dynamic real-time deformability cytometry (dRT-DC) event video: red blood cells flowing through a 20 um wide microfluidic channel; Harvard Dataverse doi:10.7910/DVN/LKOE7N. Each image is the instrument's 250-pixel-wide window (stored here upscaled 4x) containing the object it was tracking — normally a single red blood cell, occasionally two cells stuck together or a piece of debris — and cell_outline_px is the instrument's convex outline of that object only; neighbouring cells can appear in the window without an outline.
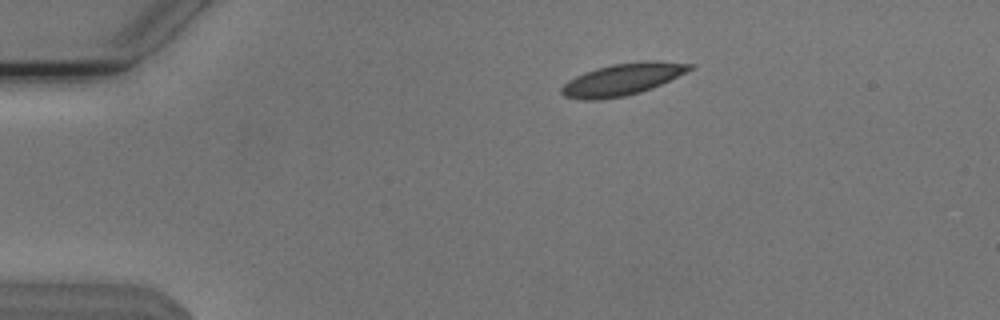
{"species": "Egyptian fruit bat (a non-hibernating species)", "species_latin": "Rousettus aegyptiacus", "temperature_condition": "cold", "stored_images_in_passage": 45, "camera_frame_rate_fps": 3000, "um_per_image_px": 0.085, "animal": {"sex": "male"}, "frame": {"image": 1, "passage_image": 1, "time_ms": 0.0, "image_size_px": [1000, 320], "cell_outline_px": [[692, 68], [652, 88], [640, 92], [624, 96], [600, 100], [584, 100], [564, 96], [560, 92], [560, 88], [568, 80], [584, 72], [596, 68], [612, 64], [648, 60], [656, 60], [692, 64]], "centroid_in_image_um": [52.84, 6.75], "position_along_channel_um": 32.2, "area_um2": 23.58}}
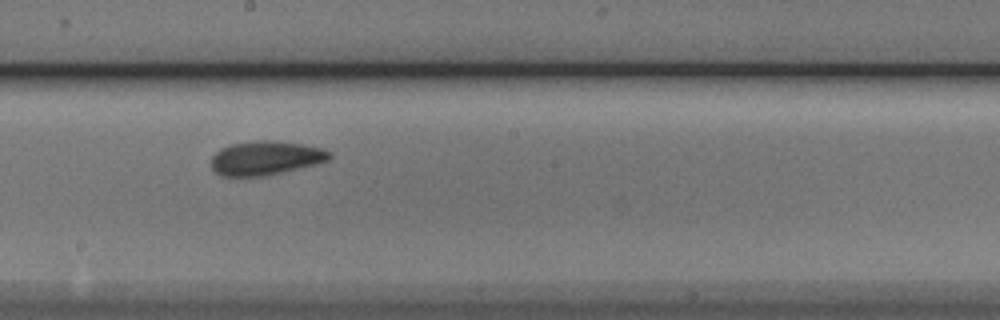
{"frame": {"image": 2, "passage_image": 21, "time_ms": 6.667, "image_size_px": [1000, 320], "cell_outline_px": [[332, 156], [328, 160], [316, 164], [268, 176], [220, 176], [212, 168], [212, 156], [220, 148], [232, 144], [260, 140], [276, 140], [304, 144], [320, 148], [328, 152]], "centroid_in_image_um": [22.57, 13.43], "position_along_channel_um": 225.6, "area_um2": 23.47}}
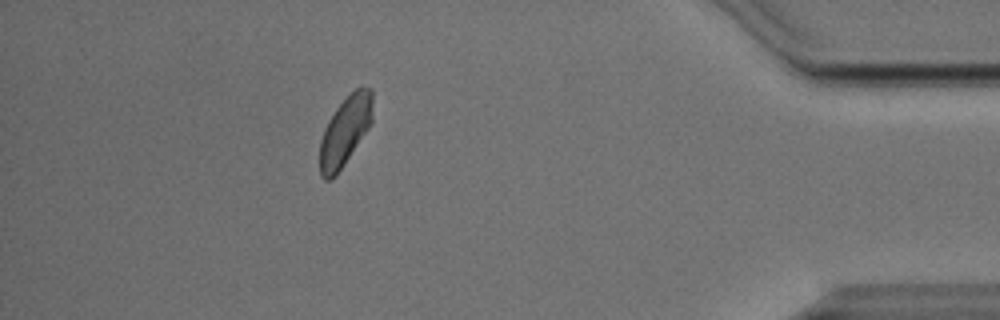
{"frame": {"image": 3, "passage_image": 39, "time_ms": 12.667, "image_size_px": [1000, 320], "cell_outline_px": [[372, 120], [368, 128], [336, 176], [332, 180], [324, 180], [320, 176], [320, 140], [324, 128], [328, 120], [336, 108], [360, 84], [372, 88]], "centroid_in_image_um": [29.32, 11.13], "position_along_channel_um": 405.9, "area_um2": 21.27}, "authors_computed_cell_mechanics": {"area_um2": 22.3686, "velocity_mm_per_s": 3.7692, "shape_relaxation_time_tau1_ms": 2.8587, "shape_relaxation_time_tau2_ms": 2.0, "deformation_change_tau1": 0.0929, "deformation_change_tau2": 0.0513}}